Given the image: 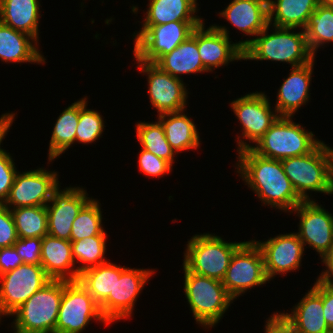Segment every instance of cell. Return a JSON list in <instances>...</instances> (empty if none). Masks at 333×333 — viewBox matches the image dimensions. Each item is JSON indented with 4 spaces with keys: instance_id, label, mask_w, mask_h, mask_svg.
Instances as JSON below:
<instances>
[{
    "instance_id": "cell-23",
    "label": "cell",
    "mask_w": 333,
    "mask_h": 333,
    "mask_svg": "<svg viewBox=\"0 0 333 333\" xmlns=\"http://www.w3.org/2000/svg\"><path fill=\"white\" fill-rule=\"evenodd\" d=\"M41 266L52 280L76 281L79 273L72 256L71 241L46 235L42 238Z\"/></svg>"
},
{
    "instance_id": "cell-3",
    "label": "cell",
    "mask_w": 333,
    "mask_h": 333,
    "mask_svg": "<svg viewBox=\"0 0 333 333\" xmlns=\"http://www.w3.org/2000/svg\"><path fill=\"white\" fill-rule=\"evenodd\" d=\"M283 170L297 195L310 199L308 192L333 194L330 147L322 141L312 152L281 160Z\"/></svg>"
},
{
    "instance_id": "cell-33",
    "label": "cell",
    "mask_w": 333,
    "mask_h": 333,
    "mask_svg": "<svg viewBox=\"0 0 333 333\" xmlns=\"http://www.w3.org/2000/svg\"><path fill=\"white\" fill-rule=\"evenodd\" d=\"M136 136L142 149L168 161L172 166L177 155L168 143L164 127L159 120L155 122H137Z\"/></svg>"
},
{
    "instance_id": "cell-27",
    "label": "cell",
    "mask_w": 333,
    "mask_h": 333,
    "mask_svg": "<svg viewBox=\"0 0 333 333\" xmlns=\"http://www.w3.org/2000/svg\"><path fill=\"white\" fill-rule=\"evenodd\" d=\"M185 111L157 115L164 127L166 139L176 154L197 150L201 144L197 126Z\"/></svg>"
},
{
    "instance_id": "cell-7",
    "label": "cell",
    "mask_w": 333,
    "mask_h": 333,
    "mask_svg": "<svg viewBox=\"0 0 333 333\" xmlns=\"http://www.w3.org/2000/svg\"><path fill=\"white\" fill-rule=\"evenodd\" d=\"M186 244L183 265L195 274L222 281L231 257L243 242H227L219 235L195 234Z\"/></svg>"
},
{
    "instance_id": "cell-25",
    "label": "cell",
    "mask_w": 333,
    "mask_h": 333,
    "mask_svg": "<svg viewBox=\"0 0 333 333\" xmlns=\"http://www.w3.org/2000/svg\"><path fill=\"white\" fill-rule=\"evenodd\" d=\"M162 71L169 73L175 78L182 79L183 74H196L209 72L204 66L199 56L198 50V27L192 35L183 41L170 53L163 55L156 63Z\"/></svg>"
},
{
    "instance_id": "cell-14",
    "label": "cell",
    "mask_w": 333,
    "mask_h": 333,
    "mask_svg": "<svg viewBox=\"0 0 333 333\" xmlns=\"http://www.w3.org/2000/svg\"><path fill=\"white\" fill-rule=\"evenodd\" d=\"M51 279L41 265L21 264L0 276V311L9 316Z\"/></svg>"
},
{
    "instance_id": "cell-29",
    "label": "cell",
    "mask_w": 333,
    "mask_h": 333,
    "mask_svg": "<svg viewBox=\"0 0 333 333\" xmlns=\"http://www.w3.org/2000/svg\"><path fill=\"white\" fill-rule=\"evenodd\" d=\"M141 25H162L173 21H204L195 13L197 0H148Z\"/></svg>"
},
{
    "instance_id": "cell-45",
    "label": "cell",
    "mask_w": 333,
    "mask_h": 333,
    "mask_svg": "<svg viewBox=\"0 0 333 333\" xmlns=\"http://www.w3.org/2000/svg\"><path fill=\"white\" fill-rule=\"evenodd\" d=\"M321 262L325 264L324 271L318 276L317 281L322 284L333 286V245L328 252L322 257Z\"/></svg>"
},
{
    "instance_id": "cell-47",
    "label": "cell",
    "mask_w": 333,
    "mask_h": 333,
    "mask_svg": "<svg viewBox=\"0 0 333 333\" xmlns=\"http://www.w3.org/2000/svg\"><path fill=\"white\" fill-rule=\"evenodd\" d=\"M319 4L333 6V0H318Z\"/></svg>"
},
{
    "instance_id": "cell-18",
    "label": "cell",
    "mask_w": 333,
    "mask_h": 333,
    "mask_svg": "<svg viewBox=\"0 0 333 333\" xmlns=\"http://www.w3.org/2000/svg\"><path fill=\"white\" fill-rule=\"evenodd\" d=\"M262 251L265 265V272L269 280L277 275L298 270L302 264L304 246L298 234H279L266 241H256Z\"/></svg>"
},
{
    "instance_id": "cell-21",
    "label": "cell",
    "mask_w": 333,
    "mask_h": 333,
    "mask_svg": "<svg viewBox=\"0 0 333 333\" xmlns=\"http://www.w3.org/2000/svg\"><path fill=\"white\" fill-rule=\"evenodd\" d=\"M219 14L242 34L253 36L237 42L242 49L269 25L267 0H233Z\"/></svg>"
},
{
    "instance_id": "cell-12",
    "label": "cell",
    "mask_w": 333,
    "mask_h": 333,
    "mask_svg": "<svg viewBox=\"0 0 333 333\" xmlns=\"http://www.w3.org/2000/svg\"><path fill=\"white\" fill-rule=\"evenodd\" d=\"M92 319L110 325L103 317L99 304L78 280H63V294L55 333H81Z\"/></svg>"
},
{
    "instance_id": "cell-30",
    "label": "cell",
    "mask_w": 333,
    "mask_h": 333,
    "mask_svg": "<svg viewBox=\"0 0 333 333\" xmlns=\"http://www.w3.org/2000/svg\"><path fill=\"white\" fill-rule=\"evenodd\" d=\"M79 123V100L69 105L57 117L49 141L48 162L54 161L75 143Z\"/></svg>"
},
{
    "instance_id": "cell-6",
    "label": "cell",
    "mask_w": 333,
    "mask_h": 333,
    "mask_svg": "<svg viewBox=\"0 0 333 333\" xmlns=\"http://www.w3.org/2000/svg\"><path fill=\"white\" fill-rule=\"evenodd\" d=\"M63 280H50L10 316L13 333H55Z\"/></svg>"
},
{
    "instance_id": "cell-38",
    "label": "cell",
    "mask_w": 333,
    "mask_h": 333,
    "mask_svg": "<svg viewBox=\"0 0 333 333\" xmlns=\"http://www.w3.org/2000/svg\"><path fill=\"white\" fill-rule=\"evenodd\" d=\"M138 153V168L143 174L149 177L159 179V177L161 178L173 170L172 165L168 161L157 157L151 152L141 148Z\"/></svg>"
},
{
    "instance_id": "cell-32",
    "label": "cell",
    "mask_w": 333,
    "mask_h": 333,
    "mask_svg": "<svg viewBox=\"0 0 333 333\" xmlns=\"http://www.w3.org/2000/svg\"><path fill=\"white\" fill-rule=\"evenodd\" d=\"M78 281L100 305L115 286V263L107 262L88 268L79 274Z\"/></svg>"
},
{
    "instance_id": "cell-20",
    "label": "cell",
    "mask_w": 333,
    "mask_h": 333,
    "mask_svg": "<svg viewBox=\"0 0 333 333\" xmlns=\"http://www.w3.org/2000/svg\"><path fill=\"white\" fill-rule=\"evenodd\" d=\"M277 313L294 333H326L329 330L323 311V284L317 280L298 304L293 306L291 313Z\"/></svg>"
},
{
    "instance_id": "cell-31",
    "label": "cell",
    "mask_w": 333,
    "mask_h": 333,
    "mask_svg": "<svg viewBox=\"0 0 333 333\" xmlns=\"http://www.w3.org/2000/svg\"><path fill=\"white\" fill-rule=\"evenodd\" d=\"M303 30L308 47L315 56L319 48L333 42V6L319 4Z\"/></svg>"
},
{
    "instance_id": "cell-1",
    "label": "cell",
    "mask_w": 333,
    "mask_h": 333,
    "mask_svg": "<svg viewBox=\"0 0 333 333\" xmlns=\"http://www.w3.org/2000/svg\"><path fill=\"white\" fill-rule=\"evenodd\" d=\"M237 155L236 172L263 205L291 213L303 201L286 176L281 160L262 157L251 149Z\"/></svg>"
},
{
    "instance_id": "cell-17",
    "label": "cell",
    "mask_w": 333,
    "mask_h": 333,
    "mask_svg": "<svg viewBox=\"0 0 333 333\" xmlns=\"http://www.w3.org/2000/svg\"><path fill=\"white\" fill-rule=\"evenodd\" d=\"M59 186L47 203L48 235L71 241L73 221L82 207L91 199L82 187Z\"/></svg>"
},
{
    "instance_id": "cell-37",
    "label": "cell",
    "mask_w": 333,
    "mask_h": 333,
    "mask_svg": "<svg viewBox=\"0 0 333 333\" xmlns=\"http://www.w3.org/2000/svg\"><path fill=\"white\" fill-rule=\"evenodd\" d=\"M79 99V123L76 127L75 144H92L102 137L104 132V119L102 114L96 110L88 109V99Z\"/></svg>"
},
{
    "instance_id": "cell-34",
    "label": "cell",
    "mask_w": 333,
    "mask_h": 333,
    "mask_svg": "<svg viewBox=\"0 0 333 333\" xmlns=\"http://www.w3.org/2000/svg\"><path fill=\"white\" fill-rule=\"evenodd\" d=\"M18 238H43L48 235L46 206L11 209Z\"/></svg>"
},
{
    "instance_id": "cell-49",
    "label": "cell",
    "mask_w": 333,
    "mask_h": 333,
    "mask_svg": "<svg viewBox=\"0 0 333 333\" xmlns=\"http://www.w3.org/2000/svg\"><path fill=\"white\" fill-rule=\"evenodd\" d=\"M4 318V315L1 313V311H0V324H1V318Z\"/></svg>"
},
{
    "instance_id": "cell-26",
    "label": "cell",
    "mask_w": 333,
    "mask_h": 333,
    "mask_svg": "<svg viewBox=\"0 0 333 333\" xmlns=\"http://www.w3.org/2000/svg\"><path fill=\"white\" fill-rule=\"evenodd\" d=\"M40 0H0V22L39 41Z\"/></svg>"
},
{
    "instance_id": "cell-43",
    "label": "cell",
    "mask_w": 333,
    "mask_h": 333,
    "mask_svg": "<svg viewBox=\"0 0 333 333\" xmlns=\"http://www.w3.org/2000/svg\"><path fill=\"white\" fill-rule=\"evenodd\" d=\"M265 322V333H293L292 328L277 312H274Z\"/></svg>"
},
{
    "instance_id": "cell-22",
    "label": "cell",
    "mask_w": 333,
    "mask_h": 333,
    "mask_svg": "<svg viewBox=\"0 0 333 333\" xmlns=\"http://www.w3.org/2000/svg\"><path fill=\"white\" fill-rule=\"evenodd\" d=\"M315 59L305 65L291 67L289 76L284 78L274 106L280 116L294 117L299 108L308 103Z\"/></svg>"
},
{
    "instance_id": "cell-11",
    "label": "cell",
    "mask_w": 333,
    "mask_h": 333,
    "mask_svg": "<svg viewBox=\"0 0 333 333\" xmlns=\"http://www.w3.org/2000/svg\"><path fill=\"white\" fill-rule=\"evenodd\" d=\"M261 249L254 240L243 241L233 253L222 284L235 300L249 289L269 283Z\"/></svg>"
},
{
    "instance_id": "cell-50",
    "label": "cell",
    "mask_w": 333,
    "mask_h": 333,
    "mask_svg": "<svg viewBox=\"0 0 333 333\" xmlns=\"http://www.w3.org/2000/svg\"><path fill=\"white\" fill-rule=\"evenodd\" d=\"M326 333H333V329H329Z\"/></svg>"
},
{
    "instance_id": "cell-5",
    "label": "cell",
    "mask_w": 333,
    "mask_h": 333,
    "mask_svg": "<svg viewBox=\"0 0 333 333\" xmlns=\"http://www.w3.org/2000/svg\"><path fill=\"white\" fill-rule=\"evenodd\" d=\"M293 117L280 116L266 133L252 145L256 154L275 160L302 156L312 152L322 141L315 138Z\"/></svg>"
},
{
    "instance_id": "cell-41",
    "label": "cell",
    "mask_w": 333,
    "mask_h": 333,
    "mask_svg": "<svg viewBox=\"0 0 333 333\" xmlns=\"http://www.w3.org/2000/svg\"><path fill=\"white\" fill-rule=\"evenodd\" d=\"M18 236L11 210L0 204V248L11 247Z\"/></svg>"
},
{
    "instance_id": "cell-13",
    "label": "cell",
    "mask_w": 333,
    "mask_h": 333,
    "mask_svg": "<svg viewBox=\"0 0 333 333\" xmlns=\"http://www.w3.org/2000/svg\"><path fill=\"white\" fill-rule=\"evenodd\" d=\"M133 56L140 74L147 77L149 99L158 115L186 110L189 92L183 79L175 78L157 65L140 61Z\"/></svg>"
},
{
    "instance_id": "cell-46",
    "label": "cell",
    "mask_w": 333,
    "mask_h": 333,
    "mask_svg": "<svg viewBox=\"0 0 333 333\" xmlns=\"http://www.w3.org/2000/svg\"><path fill=\"white\" fill-rule=\"evenodd\" d=\"M15 113H4L0 117V140L5 139L8 134L12 123L14 122Z\"/></svg>"
},
{
    "instance_id": "cell-36",
    "label": "cell",
    "mask_w": 333,
    "mask_h": 333,
    "mask_svg": "<svg viewBox=\"0 0 333 333\" xmlns=\"http://www.w3.org/2000/svg\"><path fill=\"white\" fill-rule=\"evenodd\" d=\"M99 200L91 199L82 207L71 230V242L100 235L103 231L102 211Z\"/></svg>"
},
{
    "instance_id": "cell-39",
    "label": "cell",
    "mask_w": 333,
    "mask_h": 333,
    "mask_svg": "<svg viewBox=\"0 0 333 333\" xmlns=\"http://www.w3.org/2000/svg\"><path fill=\"white\" fill-rule=\"evenodd\" d=\"M0 140V204H4L18 172L10 153L1 148Z\"/></svg>"
},
{
    "instance_id": "cell-48",
    "label": "cell",
    "mask_w": 333,
    "mask_h": 333,
    "mask_svg": "<svg viewBox=\"0 0 333 333\" xmlns=\"http://www.w3.org/2000/svg\"><path fill=\"white\" fill-rule=\"evenodd\" d=\"M330 153H331V157H332V185H333V147H330Z\"/></svg>"
},
{
    "instance_id": "cell-9",
    "label": "cell",
    "mask_w": 333,
    "mask_h": 333,
    "mask_svg": "<svg viewBox=\"0 0 333 333\" xmlns=\"http://www.w3.org/2000/svg\"><path fill=\"white\" fill-rule=\"evenodd\" d=\"M229 105L237 120L240 121V128H242L241 137L243 140L240 139L239 135L237 136L238 140L236 139L237 153L251 149L252 144H256L280 117L277 110L271 108L269 97L262 91L243 95L233 100Z\"/></svg>"
},
{
    "instance_id": "cell-35",
    "label": "cell",
    "mask_w": 333,
    "mask_h": 333,
    "mask_svg": "<svg viewBox=\"0 0 333 333\" xmlns=\"http://www.w3.org/2000/svg\"><path fill=\"white\" fill-rule=\"evenodd\" d=\"M106 238L107 233L104 230L100 235L71 242L74 262L75 264L80 263V265L77 266V272L79 274L88 268L109 262L105 257L107 252Z\"/></svg>"
},
{
    "instance_id": "cell-19",
    "label": "cell",
    "mask_w": 333,
    "mask_h": 333,
    "mask_svg": "<svg viewBox=\"0 0 333 333\" xmlns=\"http://www.w3.org/2000/svg\"><path fill=\"white\" fill-rule=\"evenodd\" d=\"M204 21L198 26V50L203 66L213 72L233 61L243 60V49L230 41L228 27L212 24L205 28Z\"/></svg>"
},
{
    "instance_id": "cell-4",
    "label": "cell",
    "mask_w": 333,
    "mask_h": 333,
    "mask_svg": "<svg viewBox=\"0 0 333 333\" xmlns=\"http://www.w3.org/2000/svg\"><path fill=\"white\" fill-rule=\"evenodd\" d=\"M184 293L193 317L201 327H215L233 299L222 281L190 272L184 265Z\"/></svg>"
},
{
    "instance_id": "cell-16",
    "label": "cell",
    "mask_w": 333,
    "mask_h": 333,
    "mask_svg": "<svg viewBox=\"0 0 333 333\" xmlns=\"http://www.w3.org/2000/svg\"><path fill=\"white\" fill-rule=\"evenodd\" d=\"M293 212L300 219L296 233L303 246L307 244L322 259L333 245V214L316 200L302 201Z\"/></svg>"
},
{
    "instance_id": "cell-40",
    "label": "cell",
    "mask_w": 333,
    "mask_h": 333,
    "mask_svg": "<svg viewBox=\"0 0 333 333\" xmlns=\"http://www.w3.org/2000/svg\"><path fill=\"white\" fill-rule=\"evenodd\" d=\"M13 246L24 263L41 265L42 238H18Z\"/></svg>"
},
{
    "instance_id": "cell-24",
    "label": "cell",
    "mask_w": 333,
    "mask_h": 333,
    "mask_svg": "<svg viewBox=\"0 0 333 333\" xmlns=\"http://www.w3.org/2000/svg\"><path fill=\"white\" fill-rule=\"evenodd\" d=\"M39 43L31 36L0 22V60L5 63L45 64Z\"/></svg>"
},
{
    "instance_id": "cell-8",
    "label": "cell",
    "mask_w": 333,
    "mask_h": 333,
    "mask_svg": "<svg viewBox=\"0 0 333 333\" xmlns=\"http://www.w3.org/2000/svg\"><path fill=\"white\" fill-rule=\"evenodd\" d=\"M203 21H173L162 25H142L134 32V55L143 62L155 64L185 41Z\"/></svg>"
},
{
    "instance_id": "cell-42",
    "label": "cell",
    "mask_w": 333,
    "mask_h": 333,
    "mask_svg": "<svg viewBox=\"0 0 333 333\" xmlns=\"http://www.w3.org/2000/svg\"><path fill=\"white\" fill-rule=\"evenodd\" d=\"M24 264L14 246L0 248V276Z\"/></svg>"
},
{
    "instance_id": "cell-28",
    "label": "cell",
    "mask_w": 333,
    "mask_h": 333,
    "mask_svg": "<svg viewBox=\"0 0 333 333\" xmlns=\"http://www.w3.org/2000/svg\"><path fill=\"white\" fill-rule=\"evenodd\" d=\"M269 24L278 28L304 29L318 0H267ZM300 28V29H299Z\"/></svg>"
},
{
    "instance_id": "cell-10",
    "label": "cell",
    "mask_w": 333,
    "mask_h": 333,
    "mask_svg": "<svg viewBox=\"0 0 333 333\" xmlns=\"http://www.w3.org/2000/svg\"><path fill=\"white\" fill-rule=\"evenodd\" d=\"M155 271L115 264L113 294H109L99 305L103 317L109 324L132 317L137 298Z\"/></svg>"
},
{
    "instance_id": "cell-44",
    "label": "cell",
    "mask_w": 333,
    "mask_h": 333,
    "mask_svg": "<svg viewBox=\"0 0 333 333\" xmlns=\"http://www.w3.org/2000/svg\"><path fill=\"white\" fill-rule=\"evenodd\" d=\"M323 311L329 329H333V286L323 284Z\"/></svg>"
},
{
    "instance_id": "cell-2",
    "label": "cell",
    "mask_w": 333,
    "mask_h": 333,
    "mask_svg": "<svg viewBox=\"0 0 333 333\" xmlns=\"http://www.w3.org/2000/svg\"><path fill=\"white\" fill-rule=\"evenodd\" d=\"M270 27L273 32L269 34ZM314 58L303 29L295 32L293 28L270 24L243 49V60L283 62L291 67L305 65Z\"/></svg>"
},
{
    "instance_id": "cell-15",
    "label": "cell",
    "mask_w": 333,
    "mask_h": 333,
    "mask_svg": "<svg viewBox=\"0 0 333 333\" xmlns=\"http://www.w3.org/2000/svg\"><path fill=\"white\" fill-rule=\"evenodd\" d=\"M57 171L37 168L17 172L4 206L10 210L19 207L46 206L53 192L60 186Z\"/></svg>"
}]
</instances>
